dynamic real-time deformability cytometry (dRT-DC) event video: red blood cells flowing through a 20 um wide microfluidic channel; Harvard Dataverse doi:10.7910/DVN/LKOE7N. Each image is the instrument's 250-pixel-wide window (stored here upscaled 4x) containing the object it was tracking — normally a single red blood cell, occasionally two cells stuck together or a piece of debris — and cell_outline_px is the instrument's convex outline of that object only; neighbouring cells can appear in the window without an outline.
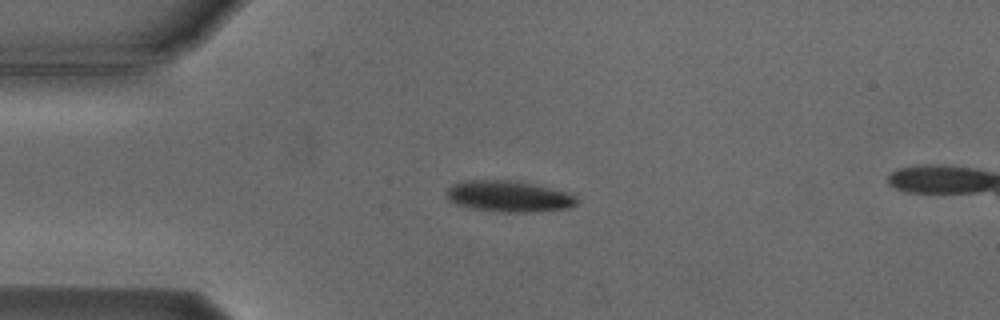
{"species": "Egyptian fruit bat (a non-hibernating species)", "species_latin": "Rousettus aegyptiacus", "temperature_condition": "cold", "stored_images_in_passage": 2, "camera_frame_rate_fps": 3000, "um_per_image_px": 0.085, "animal": {"sex": "male"}, "frame": {"image": 1, "passage_image": 1, "time_ms": 0.0, "image_size_px": [1000, 320], "cell_outline_px": [[576, 204], [568, 208], [540, 212], [504, 212], [468, 208], [456, 204], [448, 200], [444, 196], [444, 192], [452, 184], [464, 180], [508, 180], [568, 192], [576, 196]], "centroid_in_image_um": [43.16, 16.7], "position_along_channel_um": 41.8, "area_um2": 23.7}}